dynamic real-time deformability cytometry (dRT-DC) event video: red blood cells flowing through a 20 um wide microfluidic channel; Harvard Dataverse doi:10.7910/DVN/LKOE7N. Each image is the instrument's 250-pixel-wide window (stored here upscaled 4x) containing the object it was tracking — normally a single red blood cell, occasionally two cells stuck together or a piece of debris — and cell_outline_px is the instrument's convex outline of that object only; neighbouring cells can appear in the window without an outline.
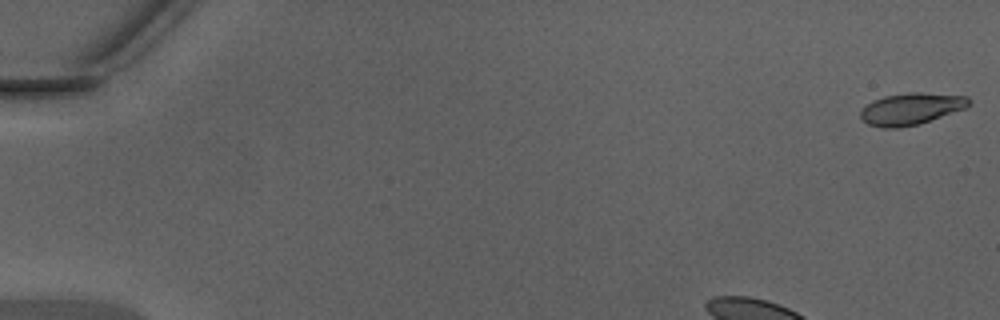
{"species": "Egyptian fruit bat (a non-hibernating species)", "species_latin": "Rousettus aegyptiacus", "temperature_condition": "warm", "stored_images_in_passage": 45, "camera_frame_rate_fps": 3000, "um_per_image_px": 0.085, "animal": {"sex": "male"}, "frame": {"image": 1, "passage_image": 1, "time_ms": 0.0, "image_size_px": [1000, 320], "cell_outline_px": [[972, 104], [964, 108], [920, 124], [900, 128], [880, 128], [868, 124], [860, 120], [860, 112], [872, 100], [884, 96], [908, 92], [920, 92], [968, 96], [972, 100]], "centroid_in_image_um": [77.43, 9.25], "position_along_channel_um": 7.6, "area_um2": 20.29}}
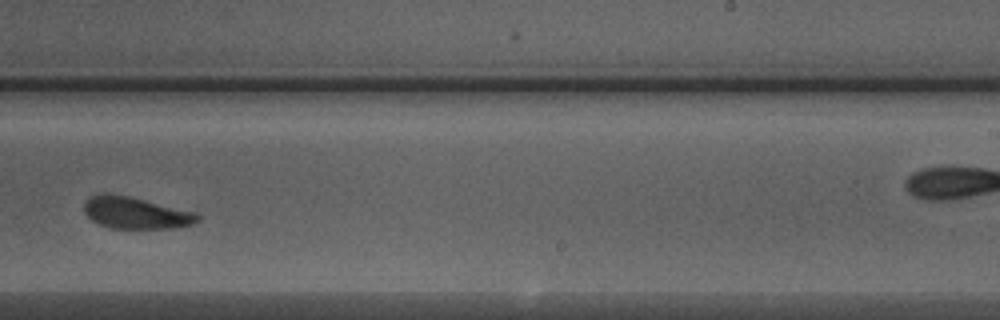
{"frame": {"image": 2, "passage_image": 27, "time_ms": 8.667, "image_size_px": [1000, 320], "cell_outline_px": [[200, 220], [192, 224], [176, 228], [112, 228], [100, 224], [92, 220], [84, 212], [84, 200], [88, 196], [100, 192], [104, 192], [128, 196], [196, 212], [200, 216]], "centroid_in_image_um": [11.5, 18.07], "position_along_channel_um": 277.5, "area_um2": 21.15}}
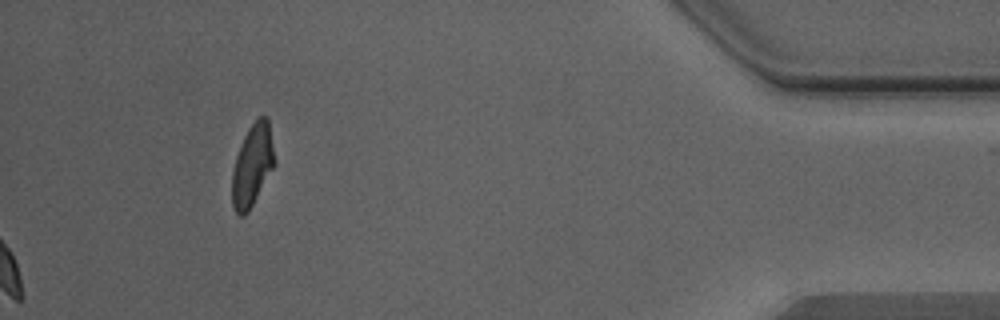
{"frame": {"image": 3, "passage_image": 45, "time_ms": 14.667, "image_size_px": [1000, 320], "cell_outline_px": [[276, 164], [248, 212], [244, 216], [240, 216], [236, 212], [232, 204], [232, 172], [236, 156], [240, 144], [248, 128], [260, 116], [268, 116], [276, 160]], "centroid_in_image_um": [21.47, 14.03], "position_along_channel_um": 413.7, "area_um2": 20.46}, "authors_computed_cell_mechanics": {"area_um2": 21.5594, "velocity_mm_per_s": 4.3306, "shape_relaxation_time_tau1_ms": 2.317, "shape_relaxation_time_tau2_ms": 2.4697, "deformation_change_tau1": 0.1003, "deformation_change_tau2": 0.0883}}